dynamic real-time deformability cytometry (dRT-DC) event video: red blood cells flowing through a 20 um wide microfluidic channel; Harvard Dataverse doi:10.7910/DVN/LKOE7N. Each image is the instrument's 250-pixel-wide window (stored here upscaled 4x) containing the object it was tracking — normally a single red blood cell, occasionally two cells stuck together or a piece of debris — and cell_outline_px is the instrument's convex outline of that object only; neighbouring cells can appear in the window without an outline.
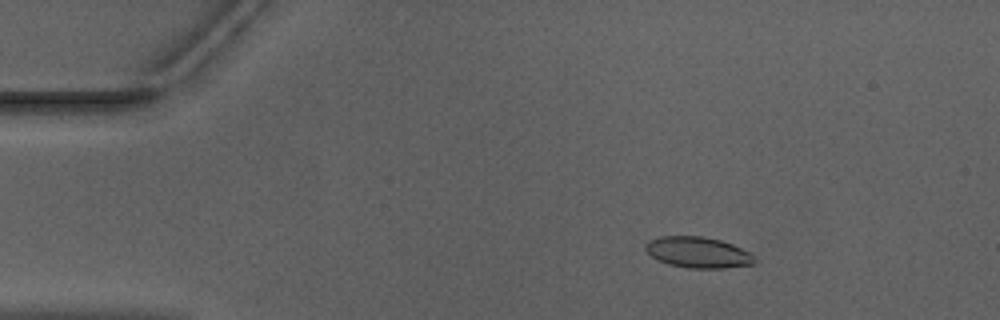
{"species": "Egyptian fruit bat (a non-hibernating species)", "species_latin": "Rousettus aegyptiacus", "temperature_condition": "warm", "stored_images_in_passage": 53, "camera_frame_rate_fps": 3000, "um_per_image_px": 0.085, "animal": {"sex": "male"}, "frame": {"image": 1, "passage_image": 9, "time_ms": 2.667, "image_size_px": [1000, 320], "cell_outline_px": [[756, 260], [752, 264], [724, 268], [692, 268], [668, 264], [652, 256], [644, 248], [644, 244], [648, 240], [660, 236], [700, 236], [720, 240], [732, 244], [748, 252]], "centroid_in_image_um": [59.29, 21.44], "position_along_channel_um": 25.7, "area_um2": 19.42}}
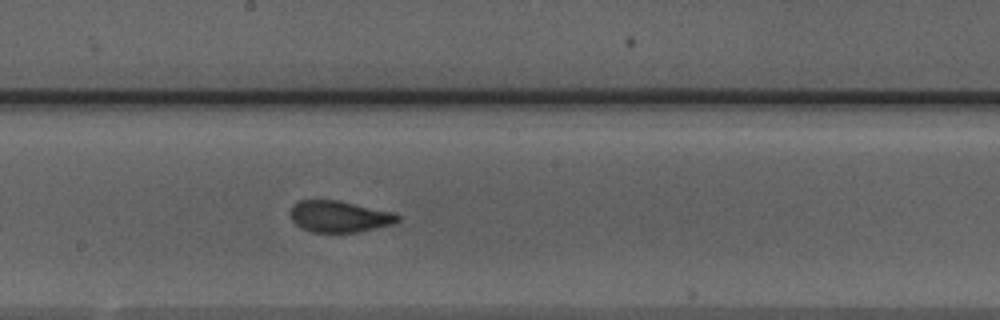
{"frame": {"image": 2, "passage_image": 29, "time_ms": 9.333, "image_size_px": [1000, 320], "cell_outline_px": [[400, 220], [392, 224], [356, 232], [312, 232], [300, 228], [292, 220], [288, 212], [292, 204], [300, 200], [336, 200], [392, 212], [400, 216]], "centroid_in_image_um": [28.77, 18.4], "position_along_channel_um": 219.4, "area_um2": 19.59}}
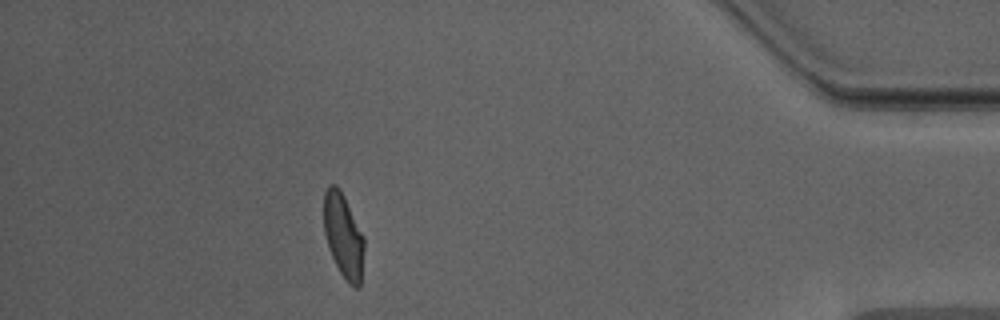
{"frame": {"image": 3, "passage_image": 47, "time_ms": 15.333, "image_size_px": [1000, 320], "cell_outline_px": [[364, 248], [360, 288], [356, 288], [348, 284], [344, 280], [328, 248], [324, 232], [324, 192], [328, 184], [336, 184], [340, 188], [364, 236]], "centroid_in_image_um": [29.19, 20.04], "position_along_channel_um": 406.0, "area_um2": 20.0}, "authors_computed_cell_mechanics": {"area_um2": 19.8832, "velocity_mm_per_s": 3.9646, "shape_relaxation_time_tau1_ms": 5.0107, "shape_relaxation_time_tau2_ms": 0.9586, "deformation_change_tau1": 0.1642, "deformation_change_tau2": 0.0831}}